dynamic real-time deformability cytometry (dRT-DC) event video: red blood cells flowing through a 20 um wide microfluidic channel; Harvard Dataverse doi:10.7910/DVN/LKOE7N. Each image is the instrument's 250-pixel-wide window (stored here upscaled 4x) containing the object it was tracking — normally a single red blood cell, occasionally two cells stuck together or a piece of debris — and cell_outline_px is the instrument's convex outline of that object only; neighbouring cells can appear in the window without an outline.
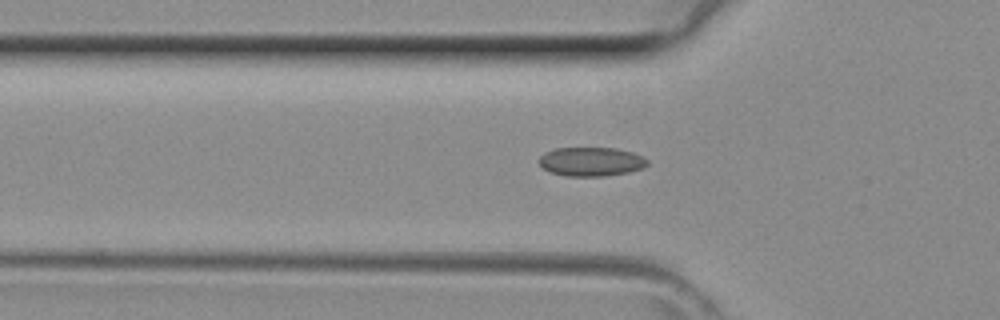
{"species": "common noctule bat (a hibernating species)", "species_latin": "Nyctalus noctula", "temperature_condition": "room temperature", "stored_images_in_passage": 38, "camera_frame_rate_fps": 3000, "um_per_image_px": 0.085, "animal": {"sex": "female", "body_mass_g": 29.2, "forearm_length_mm": 56.3}, "frame": {"image": 1, "passage_image": 14, "time_ms": 4.333, "image_size_px": [1000, 320], "cell_outline_px": [[648, 164], [644, 168], [628, 172], [604, 176], [564, 176], [548, 172], [536, 160], [544, 152], [556, 148], [616, 148], [632, 152], [648, 160]], "centroid_in_image_um": [50.21, 13.74], "position_along_channel_um": 75.6, "area_um2": 18.44}}
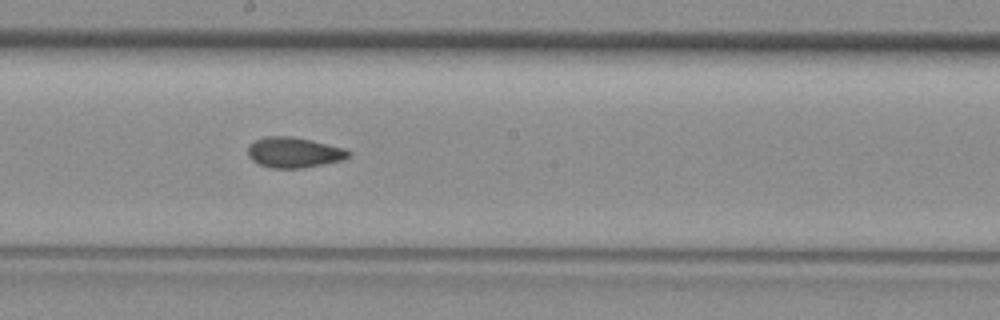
{"frame": {"image": 2, "passage_image": 23, "time_ms": 7.333, "image_size_px": [1000, 320], "cell_outline_px": [[352, 156], [340, 160], [324, 164], [300, 168], [272, 168], [260, 164], [252, 160], [248, 156], [248, 148], [256, 140], [268, 136], [292, 136], [312, 140], [344, 148], [352, 152]], "centroid_in_image_um": [25.02, 12.96], "position_along_channel_um": 223.2, "area_um2": 17.74}}
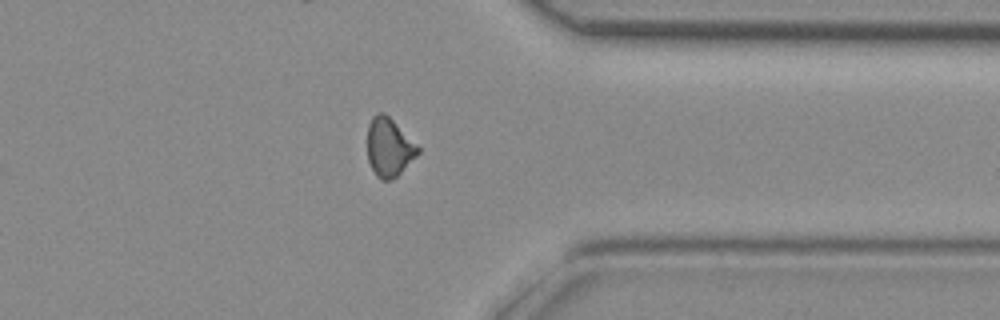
{"frame": {"image": 3, "passage_image": 33, "time_ms": 10.667, "image_size_px": [1000, 320], "cell_outline_px": [[420, 152], [392, 180], [380, 180], [376, 176], [368, 160], [368, 124], [372, 116], [376, 112], [384, 112], [420, 148]], "centroid_in_image_um": [33.04, 12.52], "position_along_channel_um": 378.4, "area_um2": 16.99}}